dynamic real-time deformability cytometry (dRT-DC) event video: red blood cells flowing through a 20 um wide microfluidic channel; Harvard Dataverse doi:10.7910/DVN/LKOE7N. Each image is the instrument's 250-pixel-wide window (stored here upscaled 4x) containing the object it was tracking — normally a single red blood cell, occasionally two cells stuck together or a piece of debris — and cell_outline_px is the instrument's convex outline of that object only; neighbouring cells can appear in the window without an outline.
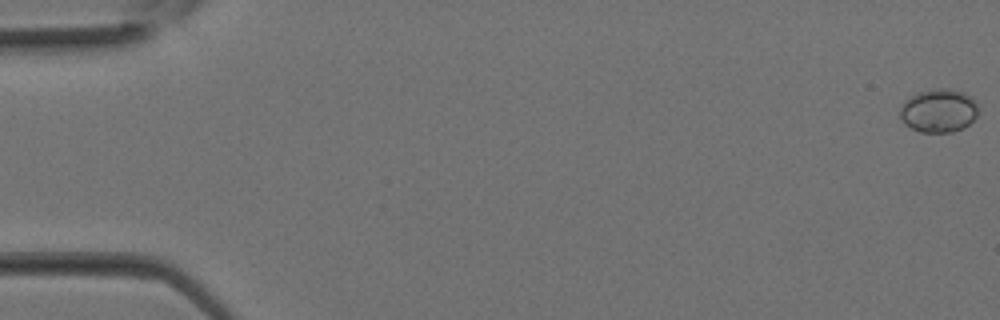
{"species": "Egyptian fruit bat (a non-hibernating species)", "species_latin": "Rousettus aegyptiacus", "temperature_condition": "room temperature", "stored_images_in_passage": 32, "camera_frame_rate_fps": 3000, "um_per_image_px": 0.085, "animal": {"sex": "female"}, "frame": {"image": 1, "passage_image": 1, "time_ms": 0.0, "image_size_px": [1000, 320], "cell_outline_px": [[976, 116], [964, 128], [952, 132], [920, 132], [904, 124], [900, 116], [900, 108], [904, 100], [920, 92], [940, 88], [944, 88], [964, 92], [972, 96], [976, 100]], "centroid_in_image_um": [79.78, 9.41], "position_along_channel_um": 5.2, "area_um2": 19.71}}
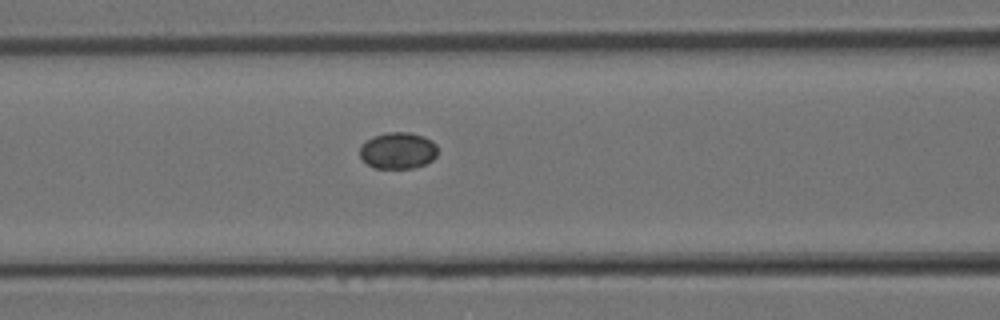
{"frame": {"image": 2, "passage_image": 14, "time_ms": 4.333, "image_size_px": [1000, 320], "cell_outline_px": [[436, 156], [432, 160], [424, 164], [412, 168], [376, 168], [368, 164], [360, 156], [360, 144], [376, 136], [388, 132], [408, 132], [424, 136], [432, 140], [436, 144]], "centroid_in_image_um": [33.83, 12.79], "position_along_channel_um": 132.8, "area_um2": 16.42}}
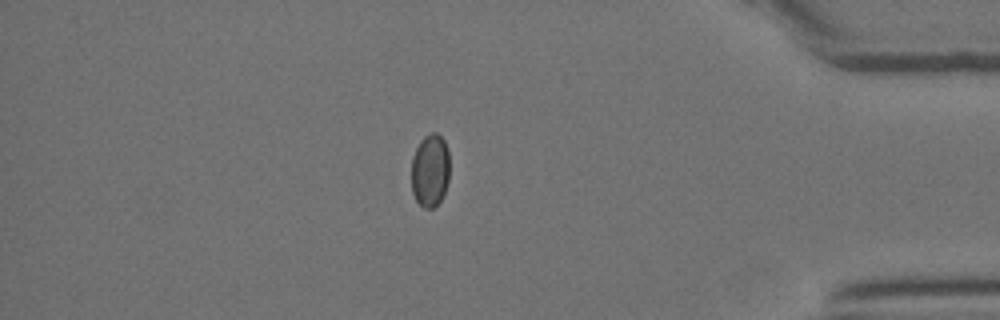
{"frame": {"image": 3, "passage_image": 28, "time_ms": 9.0, "image_size_px": [1000, 320], "cell_outline_px": [[448, 180], [444, 192], [440, 200], [432, 208], [424, 208], [416, 200], [412, 192], [412, 156], [420, 140], [424, 136], [432, 132], [436, 132], [444, 140], [448, 152]], "centroid_in_image_um": [36.54, 14.46], "position_along_channel_um": 398.7, "area_um2": 16.13}}